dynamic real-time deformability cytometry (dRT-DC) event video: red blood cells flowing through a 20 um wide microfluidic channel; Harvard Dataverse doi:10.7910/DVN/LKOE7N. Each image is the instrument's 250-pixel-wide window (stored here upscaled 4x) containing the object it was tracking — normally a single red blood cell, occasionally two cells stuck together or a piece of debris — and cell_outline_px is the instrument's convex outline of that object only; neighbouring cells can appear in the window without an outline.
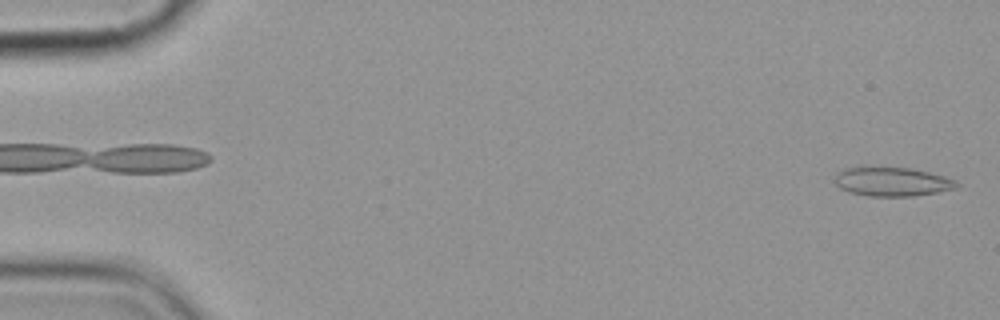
{"species": "common noctule bat (a hibernating species)", "species_latin": "Nyctalus noctula", "temperature_condition": "cold", "stored_images_in_passage": 7, "camera_frame_rate_fps": 3000, "um_per_image_px": 0.085, "animal": {"sex": "female", "body_mass_g": 19.9}, "frame": {"image": 1, "passage_image": 1, "time_ms": 0.0, "image_size_px": [1000, 320], "cell_outline_px": [[960, 184], [956, 188], [936, 192], [912, 196], [868, 196], [852, 192], [840, 188], [836, 184], [836, 172], [844, 168], [864, 164], [872, 164], [912, 168], [944, 176], [956, 180]], "centroid_in_image_um": [75.78, 15.38], "position_along_channel_um": 9.2, "area_um2": 21.33}}
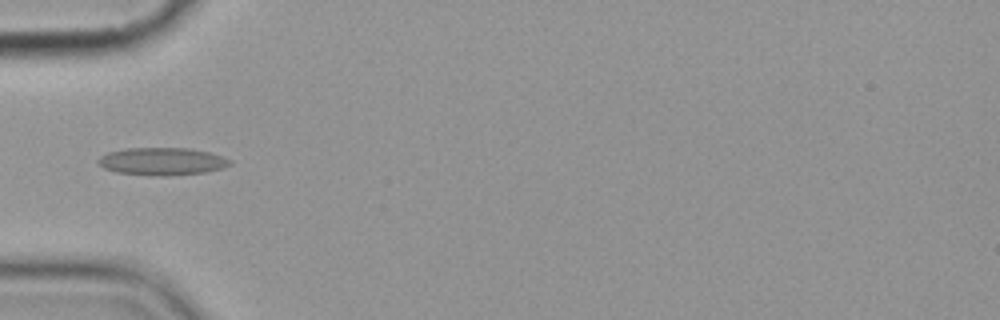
{"frame": {"image": 2, "passage_image": 6, "time_ms": 5.667, "image_size_px": [1000, 320], "cell_outline_px": [[232, 164], [220, 168], [204, 172], [168, 176], [160, 176], [116, 172], [104, 168], [96, 160], [100, 156], [108, 152], [124, 148], [192, 148], [208, 152], [232, 160]], "centroid_in_image_um": [13.76, 13.71], "position_along_channel_um": 71.2, "area_um2": 21.1}}
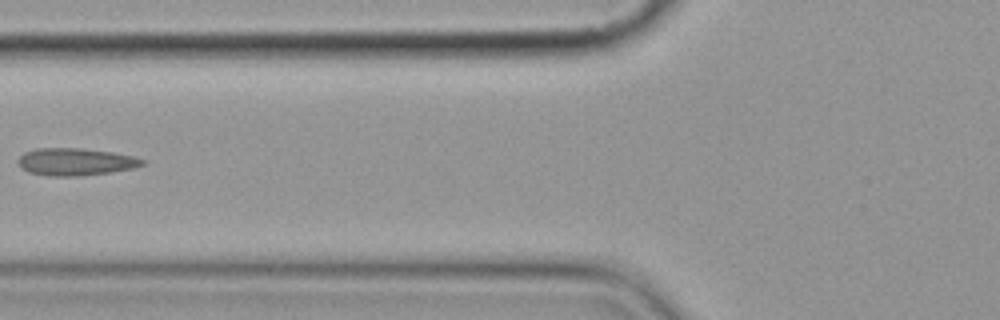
{"frame": {"image": 3, "passage_image": 7, "time_ms": 7.0, "image_size_px": [1000, 320], "cell_outline_px": [[144, 164], [132, 168], [112, 172], [80, 176], [48, 176], [28, 172], [20, 168], [16, 164], [16, 160], [24, 152], [36, 148], [80, 148], [112, 152], [132, 156], [144, 160]], "centroid_in_image_um": [6.34, 13.76], "position_along_channel_um": 119.5, "area_um2": 19.94}}